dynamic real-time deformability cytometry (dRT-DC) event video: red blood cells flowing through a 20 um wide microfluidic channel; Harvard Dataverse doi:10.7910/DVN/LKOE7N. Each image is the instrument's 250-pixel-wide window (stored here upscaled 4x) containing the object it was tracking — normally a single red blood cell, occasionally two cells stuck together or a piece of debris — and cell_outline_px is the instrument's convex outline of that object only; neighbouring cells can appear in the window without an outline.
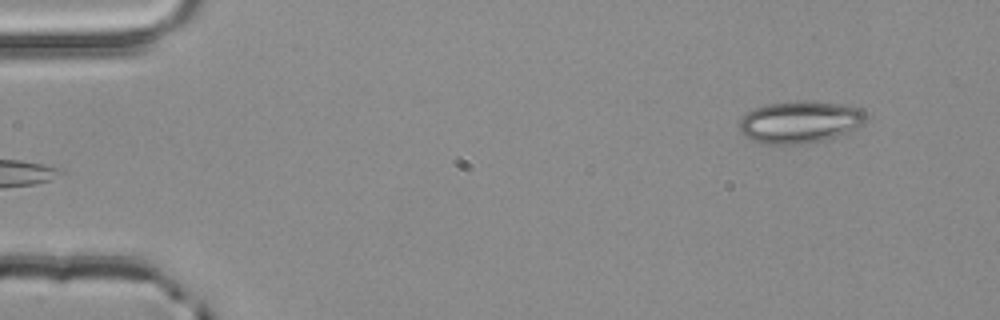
{"species": "common noctule bat (a hibernating species)", "species_latin": "Nyctalus noctula", "temperature_condition": "room temperature", "stored_images_in_passage": 4, "camera_frame_rate_fps": 3000, "um_per_image_px": 0.085, "animal": {"sex": "male", "body_mass_g": 20.4}, "frame": {"image": 1, "passage_image": 4, "time_ms": 1.0, "image_size_px": [1000, 320], "cell_outline_px": [[868, 116], [864, 124], [848, 132], [824, 140], [800, 144], [768, 144], [756, 140], [740, 132], [740, 120], [748, 112], [756, 108], [768, 104], [812, 100], [840, 104], [860, 108]], "centroid_in_image_um": [68.05, 10.36], "position_along_channel_um": 16.9, "area_um2": 30.69}}